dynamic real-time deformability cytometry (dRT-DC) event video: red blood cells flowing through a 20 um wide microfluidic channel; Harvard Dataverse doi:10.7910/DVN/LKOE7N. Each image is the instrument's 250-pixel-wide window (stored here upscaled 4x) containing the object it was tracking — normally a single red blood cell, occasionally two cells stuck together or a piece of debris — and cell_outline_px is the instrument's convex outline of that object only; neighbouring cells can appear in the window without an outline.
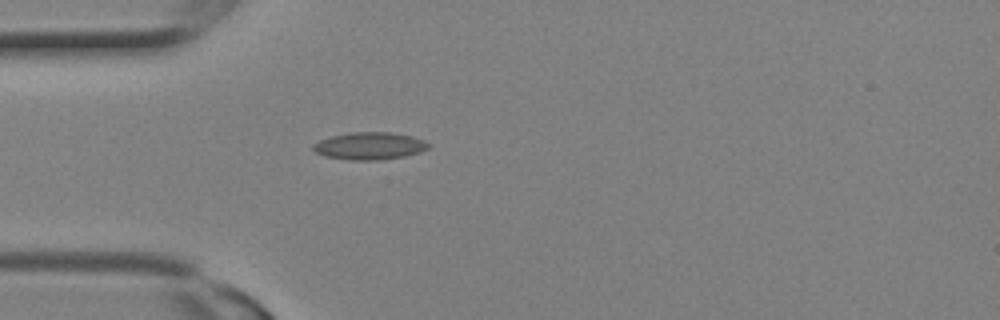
{"species": "Egyptian fruit bat (a non-hibernating species)", "species_latin": "Rousettus aegyptiacus", "temperature_condition": "room temperature", "stored_images_in_passage": 3, "camera_frame_rate_fps": 3000, "um_per_image_px": 0.085, "animal": {"sex": "female"}, "frame": {"image": 1, "passage_image": 3, "time_ms": 0.667, "image_size_px": [1000, 320], "cell_outline_px": [[428, 148], [420, 152], [404, 156], [380, 160], [348, 160], [324, 156], [316, 152], [312, 148], [312, 144], [320, 140], [332, 136], [348, 132], [392, 132], [412, 136], [424, 140], [428, 144]], "centroid_in_image_um": [31.39, 12.4], "position_along_channel_um": 53.6, "area_um2": 18.44}}